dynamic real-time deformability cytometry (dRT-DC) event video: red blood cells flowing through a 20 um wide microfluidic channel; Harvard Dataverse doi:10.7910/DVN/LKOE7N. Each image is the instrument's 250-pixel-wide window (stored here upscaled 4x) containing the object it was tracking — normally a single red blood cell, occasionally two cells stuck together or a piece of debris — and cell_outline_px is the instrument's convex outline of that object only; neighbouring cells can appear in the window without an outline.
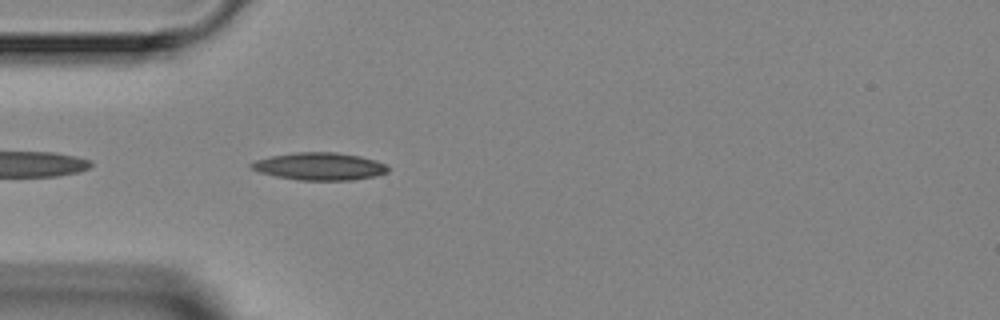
{"species": "Egyptian fruit bat (a non-hibernating species)", "species_latin": "Rousettus aegyptiacus", "temperature_condition": "room temperature", "stored_images_in_passage": 3, "camera_frame_rate_fps": 3000, "um_per_image_px": 0.085, "animal": {"sex": "female"}, "frame": {"image": 1, "passage_image": 3, "time_ms": 2.333, "image_size_px": [1000, 320], "cell_outline_px": [[388, 172], [372, 176], [352, 180], [300, 180], [276, 176], [260, 172], [252, 168], [248, 164], [256, 160], [272, 156], [296, 152], [336, 152], [360, 156], [376, 160], [384, 164], [388, 168]], "centroid_in_image_um": [27.16, 14.13], "position_along_channel_um": 57.8, "area_um2": 21.68}}